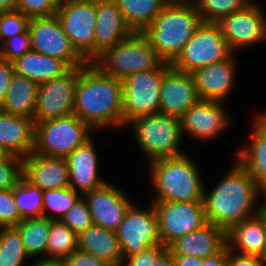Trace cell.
I'll return each instance as SVG.
<instances>
[{"label": "cell", "instance_id": "cell-1", "mask_svg": "<svg viewBox=\"0 0 266 266\" xmlns=\"http://www.w3.org/2000/svg\"><path fill=\"white\" fill-rule=\"evenodd\" d=\"M206 191L204 189L203 195L206 221L226 231L235 224L256 216L266 204L256 206L255 202L261 191L237 159L221 182L210 193Z\"/></svg>", "mask_w": 266, "mask_h": 266}, {"label": "cell", "instance_id": "cell-2", "mask_svg": "<svg viewBox=\"0 0 266 266\" xmlns=\"http://www.w3.org/2000/svg\"><path fill=\"white\" fill-rule=\"evenodd\" d=\"M74 114L93 130L122 128V80L106 76L93 63L79 67Z\"/></svg>", "mask_w": 266, "mask_h": 266}, {"label": "cell", "instance_id": "cell-3", "mask_svg": "<svg viewBox=\"0 0 266 266\" xmlns=\"http://www.w3.org/2000/svg\"><path fill=\"white\" fill-rule=\"evenodd\" d=\"M202 22L195 4L166 3L141 33L160 59L172 64Z\"/></svg>", "mask_w": 266, "mask_h": 266}, {"label": "cell", "instance_id": "cell-4", "mask_svg": "<svg viewBox=\"0 0 266 266\" xmlns=\"http://www.w3.org/2000/svg\"><path fill=\"white\" fill-rule=\"evenodd\" d=\"M186 153L153 160L149 163L153 202L203 201L204 189L198 166Z\"/></svg>", "mask_w": 266, "mask_h": 266}, {"label": "cell", "instance_id": "cell-5", "mask_svg": "<svg viewBox=\"0 0 266 266\" xmlns=\"http://www.w3.org/2000/svg\"><path fill=\"white\" fill-rule=\"evenodd\" d=\"M163 61L141 32L108 48L92 63L106 76L123 80L131 74L154 70Z\"/></svg>", "mask_w": 266, "mask_h": 266}, {"label": "cell", "instance_id": "cell-6", "mask_svg": "<svg viewBox=\"0 0 266 266\" xmlns=\"http://www.w3.org/2000/svg\"><path fill=\"white\" fill-rule=\"evenodd\" d=\"M126 126L131 127L139 147L145 153L148 162L184 154L180 143L184 137L180 119L163 114H151L137 117Z\"/></svg>", "mask_w": 266, "mask_h": 266}, {"label": "cell", "instance_id": "cell-7", "mask_svg": "<svg viewBox=\"0 0 266 266\" xmlns=\"http://www.w3.org/2000/svg\"><path fill=\"white\" fill-rule=\"evenodd\" d=\"M93 129L77 115L71 114L43 122H35L33 152L66 158L91 138Z\"/></svg>", "mask_w": 266, "mask_h": 266}, {"label": "cell", "instance_id": "cell-8", "mask_svg": "<svg viewBox=\"0 0 266 266\" xmlns=\"http://www.w3.org/2000/svg\"><path fill=\"white\" fill-rule=\"evenodd\" d=\"M170 67L162 62L154 70L137 72L122 80L123 128L137 117L159 113L161 82Z\"/></svg>", "mask_w": 266, "mask_h": 266}, {"label": "cell", "instance_id": "cell-9", "mask_svg": "<svg viewBox=\"0 0 266 266\" xmlns=\"http://www.w3.org/2000/svg\"><path fill=\"white\" fill-rule=\"evenodd\" d=\"M232 54L219 25L202 22L171 66L177 71L191 74L194 70L221 62Z\"/></svg>", "mask_w": 266, "mask_h": 266}, {"label": "cell", "instance_id": "cell-10", "mask_svg": "<svg viewBox=\"0 0 266 266\" xmlns=\"http://www.w3.org/2000/svg\"><path fill=\"white\" fill-rule=\"evenodd\" d=\"M56 16L73 47L88 63H92L94 61L96 0L62 1L57 8Z\"/></svg>", "mask_w": 266, "mask_h": 266}, {"label": "cell", "instance_id": "cell-11", "mask_svg": "<svg viewBox=\"0 0 266 266\" xmlns=\"http://www.w3.org/2000/svg\"><path fill=\"white\" fill-rule=\"evenodd\" d=\"M28 31L33 51L60 59L69 68L84 67L88 64L64 33L56 14L50 17L31 18Z\"/></svg>", "mask_w": 266, "mask_h": 266}, {"label": "cell", "instance_id": "cell-12", "mask_svg": "<svg viewBox=\"0 0 266 266\" xmlns=\"http://www.w3.org/2000/svg\"><path fill=\"white\" fill-rule=\"evenodd\" d=\"M122 253L123 261L139 254L153 245L161 243L158 217L154 205L148 209H139L133 203L115 231Z\"/></svg>", "mask_w": 266, "mask_h": 266}, {"label": "cell", "instance_id": "cell-13", "mask_svg": "<svg viewBox=\"0 0 266 266\" xmlns=\"http://www.w3.org/2000/svg\"><path fill=\"white\" fill-rule=\"evenodd\" d=\"M161 243L166 248L176 239L207 223L203 201L153 202Z\"/></svg>", "mask_w": 266, "mask_h": 266}, {"label": "cell", "instance_id": "cell-14", "mask_svg": "<svg viewBox=\"0 0 266 266\" xmlns=\"http://www.w3.org/2000/svg\"><path fill=\"white\" fill-rule=\"evenodd\" d=\"M78 68H70L62 76L39 84L34 123L74 114Z\"/></svg>", "mask_w": 266, "mask_h": 266}, {"label": "cell", "instance_id": "cell-15", "mask_svg": "<svg viewBox=\"0 0 266 266\" xmlns=\"http://www.w3.org/2000/svg\"><path fill=\"white\" fill-rule=\"evenodd\" d=\"M263 8L252 1L244 9L221 18L219 25L223 38L235 53L266 40V16Z\"/></svg>", "mask_w": 266, "mask_h": 266}, {"label": "cell", "instance_id": "cell-16", "mask_svg": "<svg viewBox=\"0 0 266 266\" xmlns=\"http://www.w3.org/2000/svg\"><path fill=\"white\" fill-rule=\"evenodd\" d=\"M83 196L87 201L93 224L113 231L118 229L126 211L133 204L123 191L109 182L85 192Z\"/></svg>", "mask_w": 266, "mask_h": 266}, {"label": "cell", "instance_id": "cell-17", "mask_svg": "<svg viewBox=\"0 0 266 266\" xmlns=\"http://www.w3.org/2000/svg\"><path fill=\"white\" fill-rule=\"evenodd\" d=\"M220 101L200 100L179 118L182 134L195 139L210 140L228 128L230 121Z\"/></svg>", "mask_w": 266, "mask_h": 266}, {"label": "cell", "instance_id": "cell-18", "mask_svg": "<svg viewBox=\"0 0 266 266\" xmlns=\"http://www.w3.org/2000/svg\"><path fill=\"white\" fill-rule=\"evenodd\" d=\"M200 100L191 74L177 71L172 66L164 73L159 114L180 118L189 107Z\"/></svg>", "mask_w": 266, "mask_h": 266}, {"label": "cell", "instance_id": "cell-19", "mask_svg": "<svg viewBox=\"0 0 266 266\" xmlns=\"http://www.w3.org/2000/svg\"><path fill=\"white\" fill-rule=\"evenodd\" d=\"M22 176L42 191L70 187L66 158L31 152L22 159Z\"/></svg>", "mask_w": 266, "mask_h": 266}, {"label": "cell", "instance_id": "cell-20", "mask_svg": "<svg viewBox=\"0 0 266 266\" xmlns=\"http://www.w3.org/2000/svg\"><path fill=\"white\" fill-rule=\"evenodd\" d=\"M94 31V60L133 33L124 21L116 0H96Z\"/></svg>", "mask_w": 266, "mask_h": 266}, {"label": "cell", "instance_id": "cell-21", "mask_svg": "<svg viewBox=\"0 0 266 266\" xmlns=\"http://www.w3.org/2000/svg\"><path fill=\"white\" fill-rule=\"evenodd\" d=\"M235 53L229 58L191 73L201 100L223 102L232 92L235 78Z\"/></svg>", "mask_w": 266, "mask_h": 266}, {"label": "cell", "instance_id": "cell-22", "mask_svg": "<svg viewBox=\"0 0 266 266\" xmlns=\"http://www.w3.org/2000/svg\"><path fill=\"white\" fill-rule=\"evenodd\" d=\"M227 246V231L207 222L200 229L174 240L167 251L171 255L206 258L220 253Z\"/></svg>", "mask_w": 266, "mask_h": 266}, {"label": "cell", "instance_id": "cell-23", "mask_svg": "<svg viewBox=\"0 0 266 266\" xmlns=\"http://www.w3.org/2000/svg\"><path fill=\"white\" fill-rule=\"evenodd\" d=\"M98 155L92 137L66 157L70 187L82 195L103 185L98 175Z\"/></svg>", "mask_w": 266, "mask_h": 266}, {"label": "cell", "instance_id": "cell-24", "mask_svg": "<svg viewBox=\"0 0 266 266\" xmlns=\"http://www.w3.org/2000/svg\"><path fill=\"white\" fill-rule=\"evenodd\" d=\"M251 125L250 145L239 150L237 160L247 169L266 197V112L254 118Z\"/></svg>", "mask_w": 266, "mask_h": 266}, {"label": "cell", "instance_id": "cell-25", "mask_svg": "<svg viewBox=\"0 0 266 266\" xmlns=\"http://www.w3.org/2000/svg\"><path fill=\"white\" fill-rule=\"evenodd\" d=\"M35 123L31 118L0 110V145L9 154L24 158L33 152Z\"/></svg>", "mask_w": 266, "mask_h": 266}, {"label": "cell", "instance_id": "cell-26", "mask_svg": "<svg viewBox=\"0 0 266 266\" xmlns=\"http://www.w3.org/2000/svg\"><path fill=\"white\" fill-rule=\"evenodd\" d=\"M78 250L91 254L109 266H121L123 258L116 232L92 224L77 237Z\"/></svg>", "mask_w": 266, "mask_h": 266}, {"label": "cell", "instance_id": "cell-27", "mask_svg": "<svg viewBox=\"0 0 266 266\" xmlns=\"http://www.w3.org/2000/svg\"><path fill=\"white\" fill-rule=\"evenodd\" d=\"M264 234L262 207L256 216L235 224L227 231V246L230 251H240L235 253L262 259Z\"/></svg>", "mask_w": 266, "mask_h": 266}, {"label": "cell", "instance_id": "cell-28", "mask_svg": "<svg viewBox=\"0 0 266 266\" xmlns=\"http://www.w3.org/2000/svg\"><path fill=\"white\" fill-rule=\"evenodd\" d=\"M14 63L15 73L36 84H42L62 76L70 68L60 59L30 50Z\"/></svg>", "mask_w": 266, "mask_h": 266}, {"label": "cell", "instance_id": "cell-29", "mask_svg": "<svg viewBox=\"0 0 266 266\" xmlns=\"http://www.w3.org/2000/svg\"><path fill=\"white\" fill-rule=\"evenodd\" d=\"M38 86L34 81L15 73L7 94L0 104V110L15 116L33 119Z\"/></svg>", "mask_w": 266, "mask_h": 266}, {"label": "cell", "instance_id": "cell-30", "mask_svg": "<svg viewBox=\"0 0 266 266\" xmlns=\"http://www.w3.org/2000/svg\"><path fill=\"white\" fill-rule=\"evenodd\" d=\"M124 21L133 32H142L152 24L166 0H116Z\"/></svg>", "mask_w": 266, "mask_h": 266}, {"label": "cell", "instance_id": "cell-31", "mask_svg": "<svg viewBox=\"0 0 266 266\" xmlns=\"http://www.w3.org/2000/svg\"><path fill=\"white\" fill-rule=\"evenodd\" d=\"M21 236L27 255L31 258L46 254L50 231V219L33 218L22 220L15 226Z\"/></svg>", "mask_w": 266, "mask_h": 266}, {"label": "cell", "instance_id": "cell-32", "mask_svg": "<svg viewBox=\"0 0 266 266\" xmlns=\"http://www.w3.org/2000/svg\"><path fill=\"white\" fill-rule=\"evenodd\" d=\"M78 235L61 220H50V231L43 259L63 260L78 250ZM47 256V257H46Z\"/></svg>", "mask_w": 266, "mask_h": 266}, {"label": "cell", "instance_id": "cell-33", "mask_svg": "<svg viewBox=\"0 0 266 266\" xmlns=\"http://www.w3.org/2000/svg\"><path fill=\"white\" fill-rule=\"evenodd\" d=\"M12 191L22 220L43 217V191L39 187L22 176Z\"/></svg>", "mask_w": 266, "mask_h": 266}, {"label": "cell", "instance_id": "cell-34", "mask_svg": "<svg viewBox=\"0 0 266 266\" xmlns=\"http://www.w3.org/2000/svg\"><path fill=\"white\" fill-rule=\"evenodd\" d=\"M28 258L19 230L0 227V266H23Z\"/></svg>", "mask_w": 266, "mask_h": 266}, {"label": "cell", "instance_id": "cell-35", "mask_svg": "<svg viewBox=\"0 0 266 266\" xmlns=\"http://www.w3.org/2000/svg\"><path fill=\"white\" fill-rule=\"evenodd\" d=\"M252 0H197L194 4L203 22L217 23L221 18L244 9Z\"/></svg>", "mask_w": 266, "mask_h": 266}, {"label": "cell", "instance_id": "cell-36", "mask_svg": "<svg viewBox=\"0 0 266 266\" xmlns=\"http://www.w3.org/2000/svg\"><path fill=\"white\" fill-rule=\"evenodd\" d=\"M81 195L71 187L43 191V217L50 220H61ZM48 209L51 212H56L57 216L46 213Z\"/></svg>", "mask_w": 266, "mask_h": 266}, {"label": "cell", "instance_id": "cell-37", "mask_svg": "<svg viewBox=\"0 0 266 266\" xmlns=\"http://www.w3.org/2000/svg\"><path fill=\"white\" fill-rule=\"evenodd\" d=\"M61 221L77 235L93 224L91 213L84 196L80 197L74 203L61 218Z\"/></svg>", "mask_w": 266, "mask_h": 266}, {"label": "cell", "instance_id": "cell-38", "mask_svg": "<svg viewBox=\"0 0 266 266\" xmlns=\"http://www.w3.org/2000/svg\"><path fill=\"white\" fill-rule=\"evenodd\" d=\"M29 20L30 19L27 16L17 10L0 12L1 43L14 35L24 33L28 29Z\"/></svg>", "mask_w": 266, "mask_h": 266}, {"label": "cell", "instance_id": "cell-39", "mask_svg": "<svg viewBox=\"0 0 266 266\" xmlns=\"http://www.w3.org/2000/svg\"><path fill=\"white\" fill-rule=\"evenodd\" d=\"M62 0H16L17 11L22 12L29 19L36 17H50L56 14Z\"/></svg>", "mask_w": 266, "mask_h": 266}, {"label": "cell", "instance_id": "cell-40", "mask_svg": "<svg viewBox=\"0 0 266 266\" xmlns=\"http://www.w3.org/2000/svg\"><path fill=\"white\" fill-rule=\"evenodd\" d=\"M1 45L0 58L12 62L32 50L31 37L28 29L22 34H17L6 39Z\"/></svg>", "mask_w": 266, "mask_h": 266}, {"label": "cell", "instance_id": "cell-41", "mask_svg": "<svg viewBox=\"0 0 266 266\" xmlns=\"http://www.w3.org/2000/svg\"><path fill=\"white\" fill-rule=\"evenodd\" d=\"M22 177V158L9 155L0 160V190L12 189Z\"/></svg>", "mask_w": 266, "mask_h": 266}, {"label": "cell", "instance_id": "cell-42", "mask_svg": "<svg viewBox=\"0 0 266 266\" xmlns=\"http://www.w3.org/2000/svg\"><path fill=\"white\" fill-rule=\"evenodd\" d=\"M21 221L12 189L0 190V227L16 226Z\"/></svg>", "mask_w": 266, "mask_h": 266}, {"label": "cell", "instance_id": "cell-43", "mask_svg": "<svg viewBox=\"0 0 266 266\" xmlns=\"http://www.w3.org/2000/svg\"><path fill=\"white\" fill-rule=\"evenodd\" d=\"M166 251L167 248L162 244L153 245L139 254L129 257L126 261H123L121 266H152V263H156Z\"/></svg>", "mask_w": 266, "mask_h": 266}, {"label": "cell", "instance_id": "cell-44", "mask_svg": "<svg viewBox=\"0 0 266 266\" xmlns=\"http://www.w3.org/2000/svg\"><path fill=\"white\" fill-rule=\"evenodd\" d=\"M65 266H109L91 254L75 250L63 259Z\"/></svg>", "mask_w": 266, "mask_h": 266}, {"label": "cell", "instance_id": "cell-45", "mask_svg": "<svg viewBox=\"0 0 266 266\" xmlns=\"http://www.w3.org/2000/svg\"><path fill=\"white\" fill-rule=\"evenodd\" d=\"M14 74V63L0 58V104L7 94L9 84Z\"/></svg>", "mask_w": 266, "mask_h": 266}, {"label": "cell", "instance_id": "cell-46", "mask_svg": "<svg viewBox=\"0 0 266 266\" xmlns=\"http://www.w3.org/2000/svg\"><path fill=\"white\" fill-rule=\"evenodd\" d=\"M228 266H266V263L260 257L238 254L228 248Z\"/></svg>", "mask_w": 266, "mask_h": 266}, {"label": "cell", "instance_id": "cell-47", "mask_svg": "<svg viewBox=\"0 0 266 266\" xmlns=\"http://www.w3.org/2000/svg\"><path fill=\"white\" fill-rule=\"evenodd\" d=\"M202 266H228V246L216 255L203 258Z\"/></svg>", "mask_w": 266, "mask_h": 266}, {"label": "cell", "instance_id": "cell-48", "mask_svg": "<svg viewBox=\"0 0 266 266\" xmlns=\"http://www.w3.org/2000/svg\"><path fill=\"white\" fill-rule=\"evenodd\" d=\"M175 266H202L203 259L187 255H172Z\"/></svg>", "mask_w": 266, "mask_h": 266}, {"label": "cell", "instance_id": "cell-49", "mask_svg": "<svg viewBox=\"0 0 266 266\" xmlns=\"http://www.w3.org/2000/svg\"><path fill=\"white\" fill-rule=\"evenodd\" d=\"M152 266H175L172 255L166 251Z\"/></svg>", "mask_w": 266, "mask_h": 266}, {"label": "cell", "instance_id": "cell-50", "mask_svg": "<svg viewBox=\"0 0 266 266\" xmlns=\"http://www.w3.org/2000/svg\"><path fill=\"white\" fill-rule=\"evenodd\" d=\"M32 266H65L63 260H54V259H38Z\"/></svg>", "mask_w": 266, "mask_h": 266}, {"label": "cell", "instance_id": "cell-51", "mask_svg": "<svg viewBox=\"0 0 266 266\" xmlns=\"http://www.w3.org/2000/svg\"><path fill=\"white\" fill-rule=\"evenodd\" d=\"M16 9V0H0V12H10Z\"/></svg>", "mask_w": 266, "mask_h": 266}, {"label": "cell", "instance_id": "cell-52", "mask_svg": "<svg viewBox=\"0 0 266 266\" xmlns=\"http://www.w3.org/2000/svg\"><path fill=\"white\" fill-rule=\"evenodd\" d=\"M263 227L265 230V243L263 247L262 260L266 263V204L263 206Z\"/></svg>", "mask_w": 266, "mask_h": 266}, {"label": "cell", "instance_id": "cell-53", "mask_svg": "<svg viewBox=\"0 0 266 266\" xmlns=\"http://www.w3.org/2000/svg\"><path fill=\"white\" fill-rule=\"evenodd\" d=\"M197 0H166L167 3H189L194 4Z\"/></svg>", "mask_w": 266, "mask_h": 266}, {"label": "cell", "instance_id": "cell-54", "mask_svg": "<svg viewBox=\"0 0 266 266\" xmlns=\"http://www.w3.org/2000/svg\"><path fill=\"white\" fill-rule=\"evenodd\" d=\"M9 155V152L0 145V160L6 159Z\"/></svg>", "mask_w": 266, "mask_h": 266}]
</instances>
